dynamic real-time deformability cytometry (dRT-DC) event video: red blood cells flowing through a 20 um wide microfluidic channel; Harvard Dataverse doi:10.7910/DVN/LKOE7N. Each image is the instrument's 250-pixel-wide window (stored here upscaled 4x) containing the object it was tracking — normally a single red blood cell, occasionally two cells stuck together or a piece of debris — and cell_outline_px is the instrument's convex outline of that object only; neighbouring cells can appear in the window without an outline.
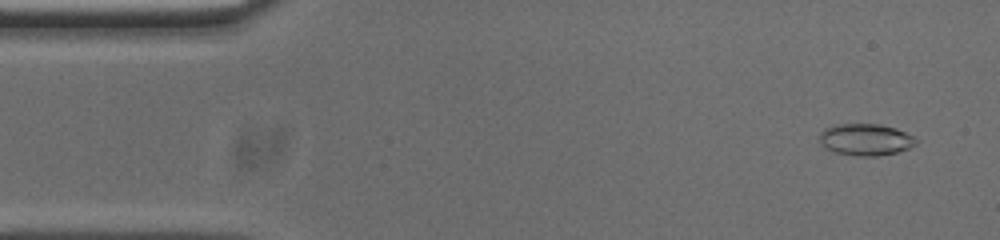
{"species": "common noctule bat (a hibernating species)", "species_latin": "Nyctalus noctula", "temperature_condition": "cold", "stored_images_in_passage": 15, "camera_frame_rate_fps": 3000, "um_per_image_px": 0.085, "animal": {"sex": "male", "body_mass_g": 20.0, "forearm_length_mm": 53.3}, "frame": {"image": 1, "passage_image": 3, "time_ms": 0.667, "image_size_px": [1000, 240], "cell_outline_px": [[916, 144], [908, 148], [896, 152], [876, 156], [860, 156], [836, 152], [824, 148], [820, 144], [820, 132], [824, 128], [832, 124], [880, 124], [896, 128], [912, 136], [916, 140]], "centroid_in_image_um": [73.52, 11.85], "position_along_channel_um": 11.5, "area_um2": 17.8}}